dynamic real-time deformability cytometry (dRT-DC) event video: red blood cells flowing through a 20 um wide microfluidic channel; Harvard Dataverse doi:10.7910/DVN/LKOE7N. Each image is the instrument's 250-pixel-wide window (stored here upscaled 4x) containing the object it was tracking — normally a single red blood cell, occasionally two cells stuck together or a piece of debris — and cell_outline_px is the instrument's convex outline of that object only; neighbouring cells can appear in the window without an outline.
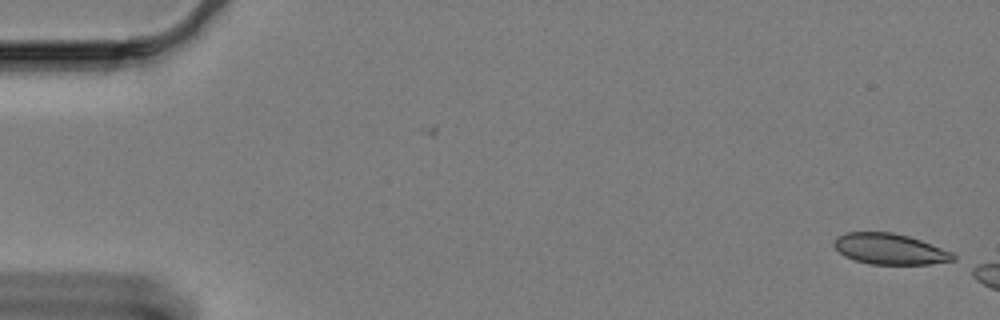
{"species": "Egyptian fruit bat (a non-hibernating species)", "species_latin": "Rousettus aegyptiacus", "temperature_condition": "cold", "stored_images_in_passage": 2, "camera_frame_rate_fps": 3000, "um_per_image_px": 0.085, "animal": {"sex": "female"}, "frame": {"image": 1, "passage_image": 2, "time_ms": 0.333, "image_size_px": [1000, 320], "cell_outline_px": [[956, 260], [928, 264], [872, 264], [856, 260], [844, 256], [832, 244], [836, 236], [844, 232], [892, 232], [908, 236], [920, 240], [952, 252], [956, 256]], "centroid_in_image_um": [75.61, 21.16], "position_along_channel_um": 9.4, "area_um2": 21.33}}